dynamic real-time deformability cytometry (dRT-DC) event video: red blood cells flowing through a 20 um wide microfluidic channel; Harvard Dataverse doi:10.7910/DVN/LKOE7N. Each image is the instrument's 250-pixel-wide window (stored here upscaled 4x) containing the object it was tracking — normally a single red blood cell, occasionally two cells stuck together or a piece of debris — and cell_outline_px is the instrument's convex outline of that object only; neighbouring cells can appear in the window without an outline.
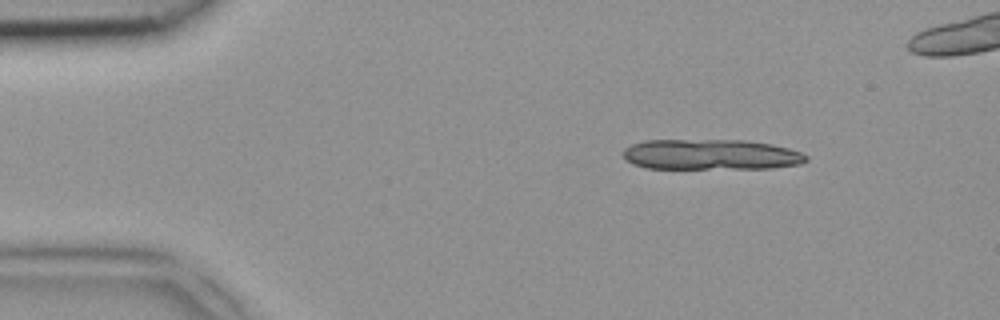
{"species": "common noctule bat (a hibernating species)", "species_latin": "Nyctalus noctula", "temperature_condition": "room temperature", "stored_images_in_passage": 3, "camera_frame_rate_fps": 3000, "um_per_image_px": 0.085, "animal": {"sex": "female", "body_mass_g": 18.4}, "frame": {"image": 1, "passage_image": 1, "time_ms": 0.0, "image_size_px": [1000, 320], "cell_outline_px": [[808, 160], [800, 164], [772, 168], [648, 168], [632, 164], [620, 152], [624, 148], [632, 144], [644, 140], [744, 140], [772, 144], [788, 148], [800, 152], [808, 156]], "centroid_in_image_um": [60.41, 13.13], "position_along_channel_um": 24.6, "area_um2": 32.6}}